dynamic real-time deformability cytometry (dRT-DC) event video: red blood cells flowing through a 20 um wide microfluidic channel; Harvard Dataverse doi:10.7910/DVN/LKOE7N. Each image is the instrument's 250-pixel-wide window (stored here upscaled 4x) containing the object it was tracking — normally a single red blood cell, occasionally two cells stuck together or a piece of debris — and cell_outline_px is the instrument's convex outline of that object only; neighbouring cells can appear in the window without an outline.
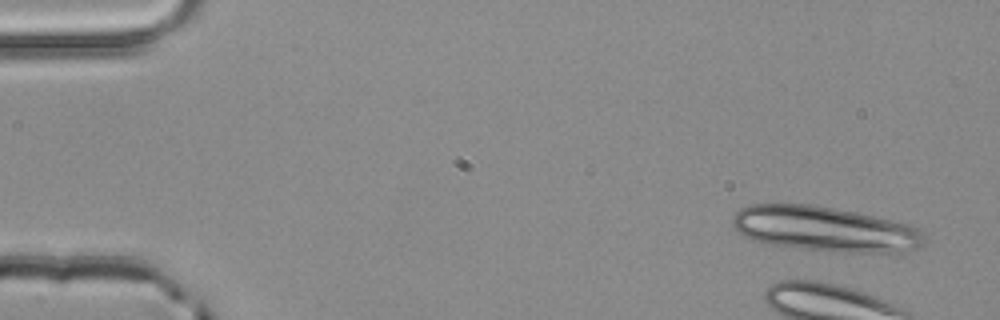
{"species": "common noctule bat (a hibernating species)", "species_latin": "Nyctalus noctula", "temperature_condition": "room temperature", "stored_images_in_passage": 3, "camera_frame_rate_fps": 3000, "um_per_image_px": 0.085, "animal": {"sex": "male", "body_mass_g": 20.4}, "frame": {"image": 1, "passage_image": 1, "time_ms": 0.0, "image_size_px": [1000, 320], "cell_outline_px": [[924, 244], [920, 248], [900, 256], [836, 252], [764, 244], [752, 240], [744, 236], [732, 224], [732, 216], [740, 208], [748, 204], [812, 204], [856, 212], [908, 224], [924, 232]], "centroid_in_image_um": [70.21, 19.51], "position_along_channel_um": 14.8, "area_um2": 51.79}}